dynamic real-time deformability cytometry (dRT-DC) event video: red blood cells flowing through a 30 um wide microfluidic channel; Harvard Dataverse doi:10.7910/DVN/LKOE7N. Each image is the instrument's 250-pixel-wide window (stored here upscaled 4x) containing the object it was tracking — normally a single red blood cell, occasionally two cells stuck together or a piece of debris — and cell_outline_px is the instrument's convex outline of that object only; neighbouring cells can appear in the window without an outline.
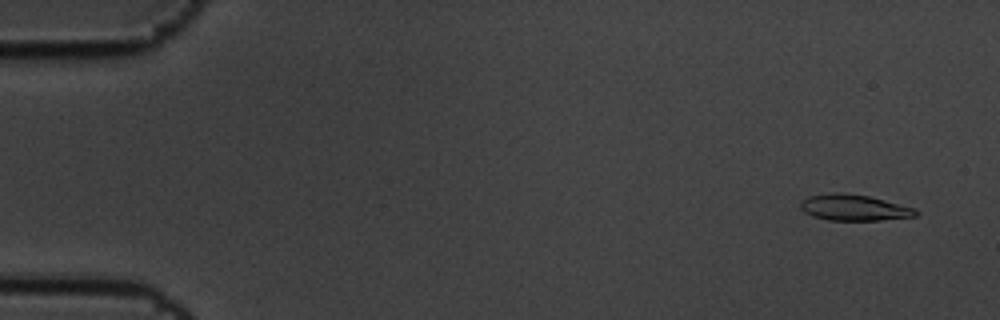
{"species": "common noctule bat (a hibernating species)", "species_latin": "Nyctalus noctula", "temperature_condition": "cold", "stored_images_in_passage": 7, "camera_frame_rate_fps": 3000, "um_per_image_px": 0.085, "animal": {"sex": "male", "body_mass_g": 19.5, "forearm_length_mm": 54.6}, "frame": {"image": 1, "passage_image": 2, "time_ms": 0.333, "image_size_px": [1000, 320], "cell_outline_px": [[920, 212], [916, 216], [880, 220], [828, 220], [812, 216], [804, 212], [800, 208], [800, 200], [812, 196], [836, 192], [840, 192], [868, 196], [916, 208]], "centroid_in_image_um": [72.6, 17.65], "position_along_channel_um": 12.4, "area_um2": 17.46}}
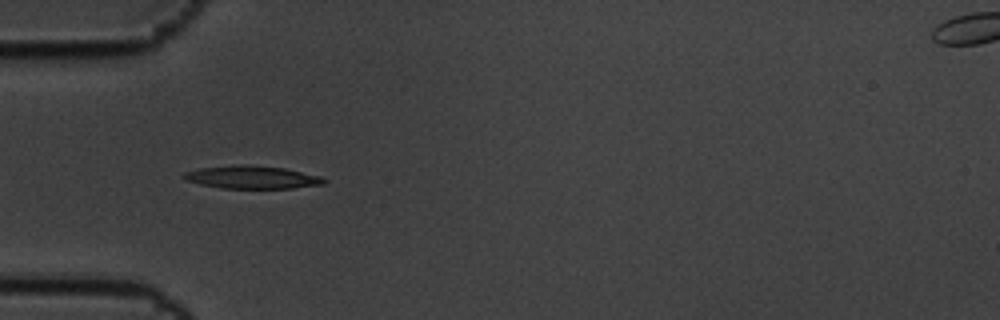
{"frame": {"image": 2, "passage_image": 6, "time_ms": 1.667, "image_size_px": [1000, 320], "cell_outline_px": [[328, 180], [324, 184], [292, 188], [220, 188], [200, 184], [184, 180], [180, 176], [184, 172], [200, 168], [232, 164], [248, 164], [284, 168], [320, 176]], "centroid_in_image_um": [21.37, 15.05], "position_along_channel_um": 63.6, "area_um2": 18.9}}
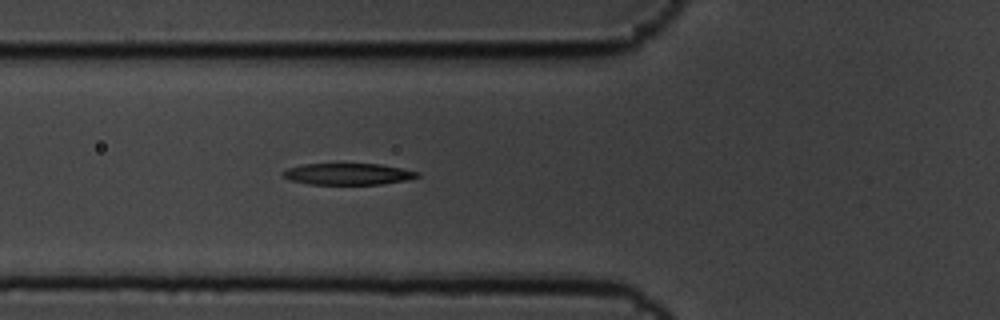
{"frame": {"image": 3, "passage_image": 7, "time_ms": 2.0, "image_size_px": [1000, 320], "cell_outline_px": [[420, 176], [404, 180], [380, 184], [308, 184], [292, 180], [284, 176], [280, 172], [288, 168], [304, 164], [380, 164], [420, 172]], "centroid_in_image_um": [29.57, 14.79], "position_along_channel_um": 96.2, "area_um2": 16.59}}